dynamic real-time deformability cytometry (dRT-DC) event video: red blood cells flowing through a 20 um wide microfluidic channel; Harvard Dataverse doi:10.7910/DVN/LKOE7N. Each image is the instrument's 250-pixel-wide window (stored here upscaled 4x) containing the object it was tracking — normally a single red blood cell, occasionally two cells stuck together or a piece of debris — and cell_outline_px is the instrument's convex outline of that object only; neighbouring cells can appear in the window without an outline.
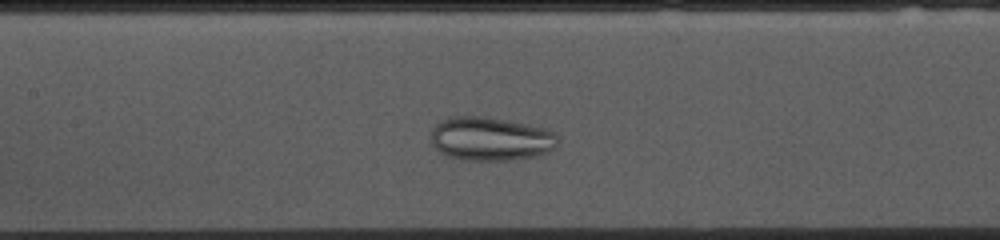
{"species": "common noctule bat (a hibernating species)", "species_latin": "Nyctalus noctula", "temperature_condition": "cold", "stored_images_in_passage": 37, "camera_frame_rate_fps": 3000, "um_per_image_px": 0.085, "animal": {"sex": "female", "body_mass_g": 10.0, "forearm_length_mm": 53.1}, "frame": {"image": 1, "passage_image": 18, "time_ms": 5.667, "image_size_px": [1000, 240], "cell_outline_px": [[556, 148], [532, 156], [508, 160], [468, 160], [448, 156], [440, 152], [432, 144], [432, 128], [436, 124], [452, 116], [480, 116], [504, 120], [548, 128], [556, 132]], "centroid_in_image_um": [41.7, 11.79], "position_along_channel_um": 165.7, "area_um2": 31.91}}
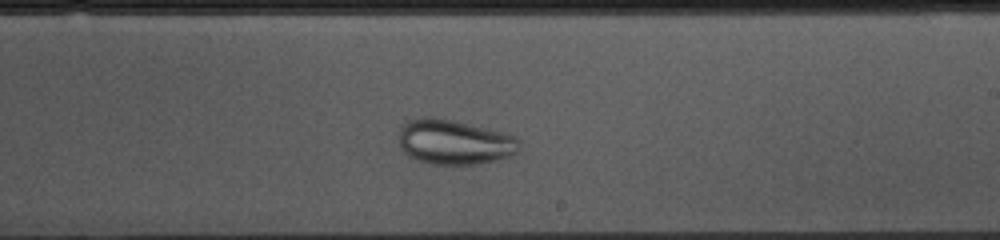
{"frame": {"image": 2, "passage_image": 25, "time_ms": 8.0, "image_size_px": [1000, 240], "cell_outline_px": [[520, 144], [516, 152], [512, 156], [496, 160], [476, 164], [432, 164], [416, 160], [408, 156], [404, 152], [400, 144], [400, 128], [408, 120], [420, 116], [432, 116], [452, 120], [516, 136], [520, 140]], "centroid_in_image_um": [38.6, 12.07], "position_along_channel_um": 250.4, "area_um2": 31.44}}
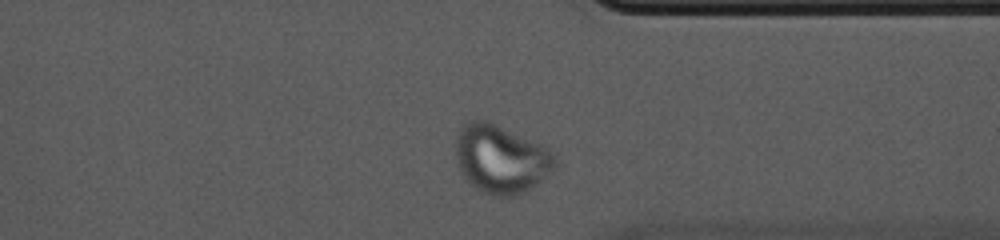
{"frame": {"image": 3, "passage_image": 35, "time_ms": 11.333, "image_size_px": [1000, 240], "cell_outline_px": [[556, 168], [552, 172], [532, 188], [516, 196], [488, 196], [476, 188], [460, 172], [456, 164], [456, 136], [460, 128], [468, 120], [484, 120], [496, 124], [544, 144], [556, 156]], "centroid_in_image_um": [42.6, 13.52], "position_along_channel_um": 368.8, "area_um2": 40.17}}